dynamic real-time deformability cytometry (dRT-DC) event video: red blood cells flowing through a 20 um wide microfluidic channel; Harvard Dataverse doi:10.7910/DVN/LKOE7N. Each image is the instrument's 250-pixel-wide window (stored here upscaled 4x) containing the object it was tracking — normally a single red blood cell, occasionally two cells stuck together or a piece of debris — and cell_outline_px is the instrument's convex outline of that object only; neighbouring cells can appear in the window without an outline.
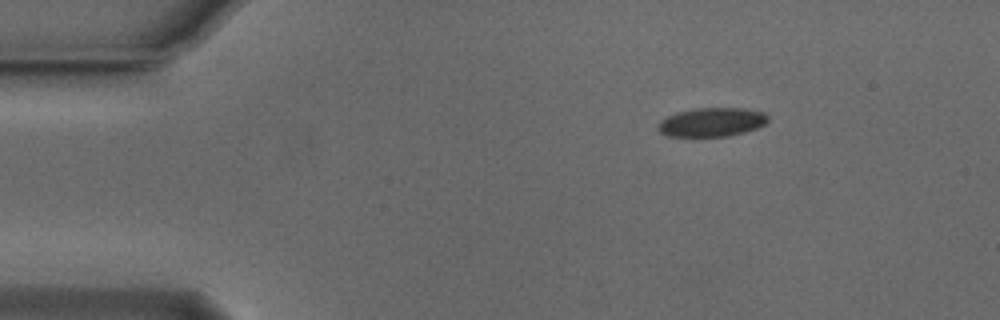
{"species": "Egyptian fruit bat (a non-hibernating species)", "species_latin": "Rousettus aegyptiacus", "temperature_condition": "cold", "stored_images_in_passage": 47, "camera_frame_rate_fps": 3000, "um_per_image_px": 0.085, "animal": {"sex": "male"}, "frame": {"image": 1, "passage_image": 1, "time_ms": 0.0, "image_size_px": [1000, 320], "cell_outline_px": [[768, 120], [764, 124], [756, 128], [744, 132], [728, 136], [668, 136], [660, 132], [660, 124], [668, 116], [680, 112], [696, 108], [740, 108], [764, 112], [768, 116]], "centroid_in_image_um": [60.56, 10.38], "position_along_channel_um": 24.4, "area_um2": 18.03}}
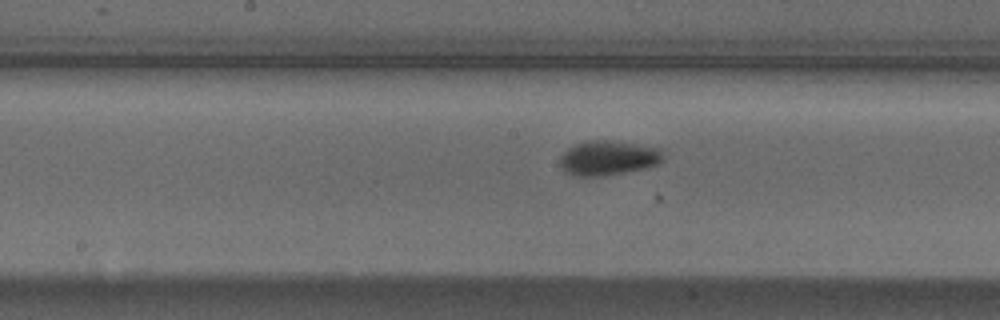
{"frame": {"image": 2, "passage_image": 20, "time_ms": 6.333, "image_size_px": [1000, 320], "cell_outline_px": [[664, 160], [656, 164], [644, 168], [604, 176], [576, 176], [564, 172], [560, 168], [560, 156], [568, 148], [576, 144], [588, 140], [604, 140], [660, 148]], "centroid_in_image_um": [51.64, 13.44], "position_along_channel_um": 196.6, "area_um2": 20.63}}
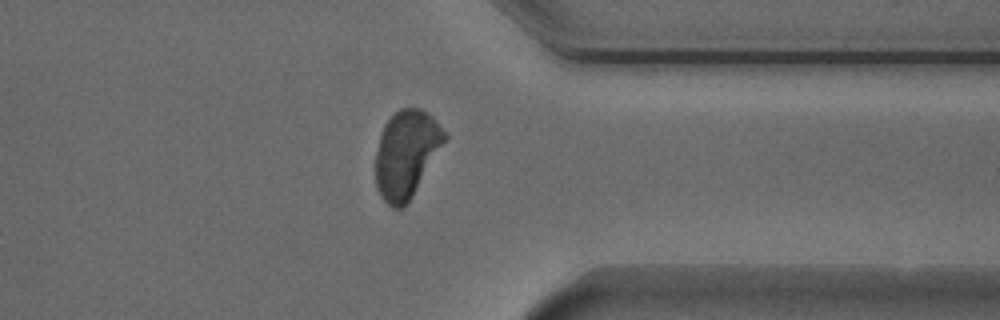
{"frame": {"image": 3, "passage_image": 35, "time_ms": 11.333, "image_size_px": [1000, 320], "cell_outline_px": [[448, 136], [412, 196], [400, 208], [392, 208], [380, 196], [376, 188], [376, 152], [380, 136], [384, 124], [400, 108], [420, 108], [428, 112], [432, 116]], "centroid_in_image_um": [34.53, 13.06], "position_along_channel_um": 376.9, "area_um2": 34.62}}